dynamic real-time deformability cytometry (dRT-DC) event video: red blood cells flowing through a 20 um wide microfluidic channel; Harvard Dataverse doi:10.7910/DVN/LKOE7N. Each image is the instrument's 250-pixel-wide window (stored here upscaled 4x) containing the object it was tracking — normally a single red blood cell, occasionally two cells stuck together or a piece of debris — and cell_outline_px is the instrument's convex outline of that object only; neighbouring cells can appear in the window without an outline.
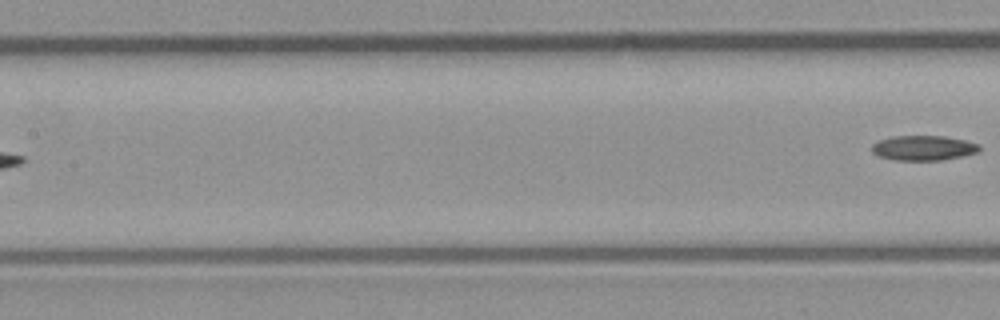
{"species": "common noctule bat (a hibernating species)", "species_latin": "Nyctalus noctula", "temperature_condition": "room temperature", "stored_images_in_passage": 8, "segment_of_instrument_passage": [2, 2], "camera_frame_rate_fps": 3000, "um_per_image_px": 0.085, "animal": {"sex": "male", "body_mass_g": 23.1, "forearm_length_mm": 52.7}, "frame": {"image": 1, "passage_image": 8, "time_ms": 9.0, "image_size_px": [1000, 320], "cell_outline_px": [[980, 148], [976, 152], [960, 156], [940, 160], [896, 160], [880, 156], [872, 152], [872, 144], [880, 140], [896, 136], [944, 136], [964, 140], [980, 144]], "centroid_in_image_um": [78.49, 12.57], "position_along_channel_um": 128.9, "area_um2": 15.32}}